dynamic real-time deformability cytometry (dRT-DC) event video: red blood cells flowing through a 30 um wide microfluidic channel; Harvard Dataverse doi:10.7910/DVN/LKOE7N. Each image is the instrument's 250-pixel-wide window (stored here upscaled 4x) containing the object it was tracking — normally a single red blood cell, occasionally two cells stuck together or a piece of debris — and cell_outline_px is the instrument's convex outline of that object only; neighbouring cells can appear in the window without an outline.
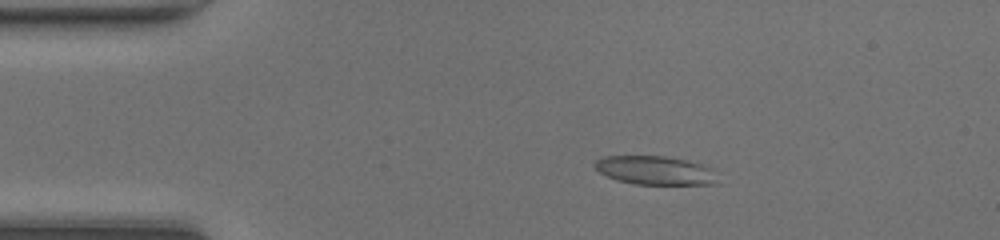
{"species": "common noctule bat (a hibernating species)", "species_latin": "Nyctalus noctula", "temperature_condition": "room temperature", "stored_images_in_passage": 48, "camera_frame_rate_fps": 3000, "um_per_image_px": 0.085, "animal": {"sex": "female", "body_mass_g": 20.0, "forearm_length_mm": 54.0}, "frame": {"image": 1, "passage_image": 9, "time_ms": 2.667, "image_size_px": [1000, 240], "cell_outline_px": [[720, 184], [632, 184], [608, 176], [600, 172], [592, 164], [596, 160], [604, 156], [664, 156], [688, 160], [716, 168]], "centroid_in_image_um": [55.8, 14.48], "position_along_channel_um": 29.2, "area_um2": 20.87}}
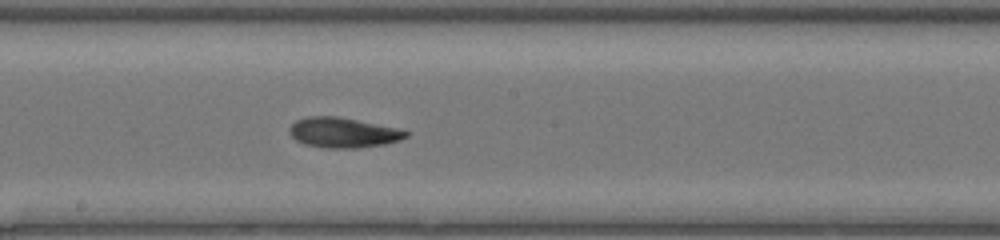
{"frame": {"image": 2, "passage_image": 26, "time_ms": 8.333, "image_size_px": [1000, 240], "cell_outline_px": [[408, 136], [400, 140], [384, 144], [356, 148], [324, 148], [304, 144], [296, 140], [288, 132], [288, 128], [296, 120], [304, 116], [340, 116], [396, 128], [408, 132]], "centroid_in_image_um": [29.11, 11.26], "position_along_channel_um": 219.1, "area_um2": 20.52}}
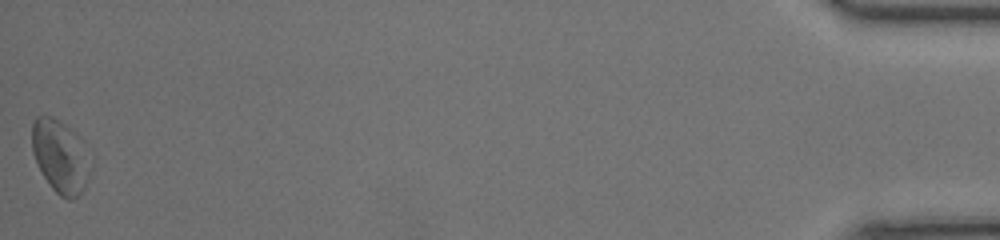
{"frame": {"image": 3, "passage_image": 48, "time_ms": 15.667, "image_size_px": [1000, 240], "cell_outline_px": [[92, 172], [84, 188], [72, 200], [68, 200], [60, 196], [52, 188], [44, 176], [32, 152], [32, 120], [36, 116], [52, 116], [64, 124], [76, 136]], "centroid_in_image_um": [5.07, 13.32], "position_along_channel_um": 430.1, "area_um2": 23.99}, "authors_computed_cell_mechanics": {"area_um2": 20.5768, "velocity_mm_per_s": 4.2927, "shape_relaxation_time_tau1_ms": 7.327, "shape_relaxation_time_tau2_ms": 4.8197, "deformation_change_tau1": 0.1883, "deformation_change_tau2": 0.1281}}